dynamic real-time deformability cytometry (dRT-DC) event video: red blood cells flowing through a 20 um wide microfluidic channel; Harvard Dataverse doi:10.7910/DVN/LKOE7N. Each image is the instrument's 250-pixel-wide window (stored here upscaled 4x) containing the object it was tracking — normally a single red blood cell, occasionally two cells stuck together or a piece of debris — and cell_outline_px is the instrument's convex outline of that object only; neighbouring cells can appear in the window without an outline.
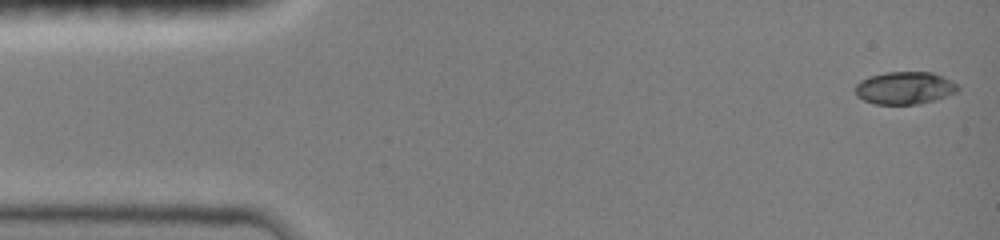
{"species": "common noctule bat (a hibernating species)", "species_latin": "Nyctalus noctula", "temperature_condition": "room temperature", "stored_images_in_passage": 47, "camera_frame_rate_fps": 3000, "um_per_image_px": 0.085, "animal": {"sex": "female", "body_mass_g": 19.0, "forearm_length_mm": 51.5}, "frame": {"image": 1, "passage_image": 1, "time_ms": 0.0, "image_size_px": [1000, 240], "cell_outline_px": [[960, 88], [956, 92], [920, 104], [876, 104], [864, 100], [856, 96], [856, 84], [860, 80], [868, 76], [884, 72], [932, 72], [952, 80], [960, 84]], "centroid_in_image_um": [76.9, 7.46], "position_along_channel_um": 8.1, "area_um2": 19.54}}
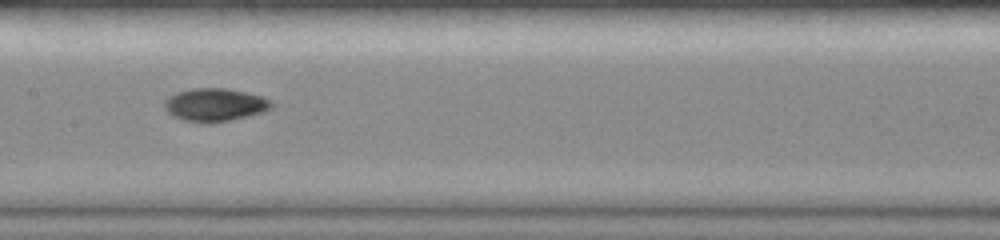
{"frame": {"image": 2, "passage_image": 23, "time_ms": 7.333, "image_size_px": [1000, 240], "cell_outline_px": [[276, 104], [272, 108], [264, 112], [232, 120], [212, 124], [200, 124], [184, 120], [172, 116], [164, 108], [164, 100], [168, 96], [176, 92], [192, 88], [224, 88], [264, 96], [272, 100]], "centroid_in_image_um": [18.28, 8.93], "position_along_channel_um": 189.1, "area_um2": 21.21}}
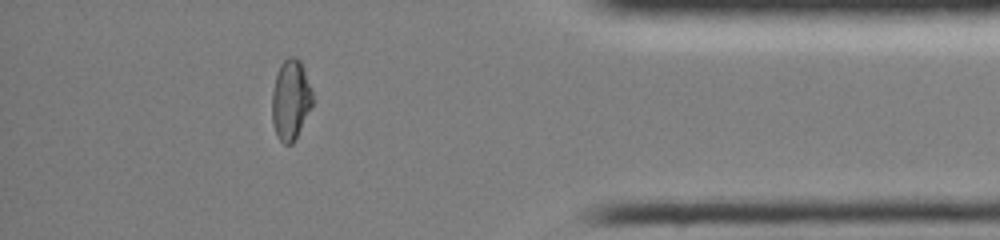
{"frame": {"image": 3, "passage_image": 41, "time_ms": 13.333, "image_size_px": [1000, 240], "cell_outline_px": [[312, 104], [292, 144], [284, 144], [276, 136], [272, 124], [272, 92], [276, 76], [280, 64], [288, 56], [296, 56], [300, 60], [312, 92]], "centroid_in_image_um": [24.67, 8.47], "position_along_channel_um": 410.5, "area_um2": 18.67}, "authors_computed_cell_mechanics": {"area_um2": 19.5942, "velocity_mm_per_s": 4.0576, "shape_relaxation_time_tau1_ms": 5.635, "shape_relaxation_time_tau2_ms": 2.0072, "deformation_change_tau1": 0.2322, "deformation_change_tau2": 0.0267}}